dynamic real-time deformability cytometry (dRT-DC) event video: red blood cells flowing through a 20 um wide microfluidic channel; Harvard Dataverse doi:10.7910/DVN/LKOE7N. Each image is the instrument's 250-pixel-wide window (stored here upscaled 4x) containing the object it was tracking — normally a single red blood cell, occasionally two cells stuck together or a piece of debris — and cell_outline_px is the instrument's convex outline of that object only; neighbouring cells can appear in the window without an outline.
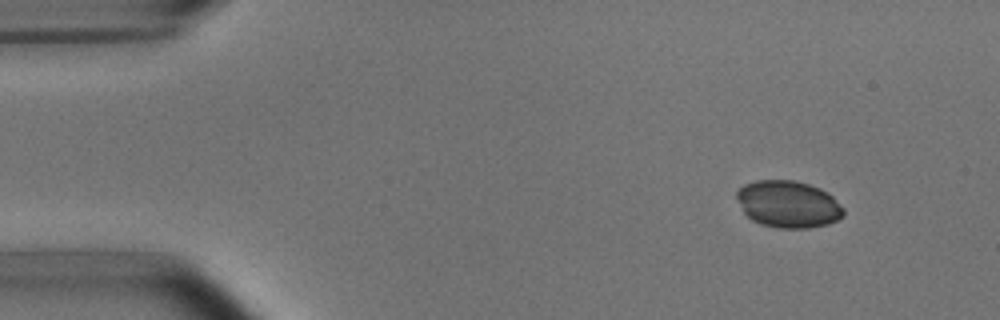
{"species": "common noctule bat (a hibernating species)", "species_latin": "Nyctalus noctula", "temperature_condition": "room temperature", "stored_images_in_passage": 3, "camera_frame_rate_fps": 3000, "um_per_image_px": 0.085, "animal": {"sex": "male", "body_mass_g": 15.6}, "frame": {"image": 1, "passage_image": 1, "time_ms": 0.0, "image_size_px": [1000, 320], "cell_outline_px": [[844, 216], [828, 224], [808, 228], [776, 228], [760, 224], [752, 220], [744, 212], [736, 196], [736, 192], [744, 184], [756, 180], [796, 180], [820, 188], [828, 192], [844, 208]], "centroid_in_image_um": [67.01, 17.35], "position_along_channel_um": 18.0, "area_um2": 29.36}}
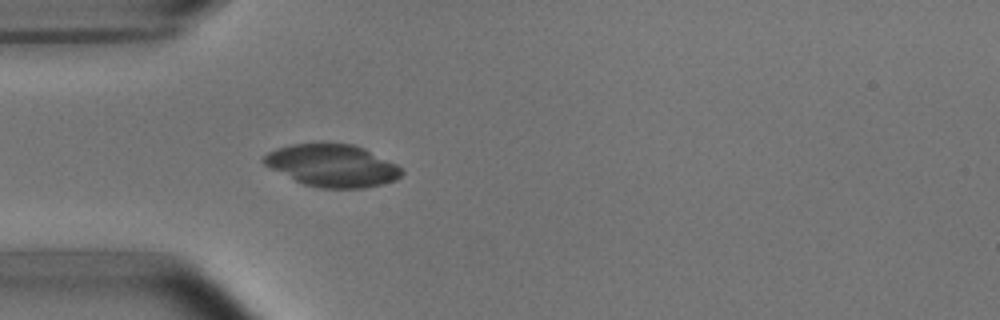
{"frame": {"image": 2, "passage_image": 3, "time_ms": 3.333, "image_size_px": [1000, 320], "cell_outline_px": [[404, 172], [396, 180], [384, 184], [364, 188], [320, 188], [304, 184], [264, 164], [260, 160], [268, 152], [276, 148], [292, 144], [352, 144], [364, 148], [396, 164]], "centroid_in_image_um": [28.27, 14.08], "position_along_channel_um": 56.7, "area_um2": 33.64}}